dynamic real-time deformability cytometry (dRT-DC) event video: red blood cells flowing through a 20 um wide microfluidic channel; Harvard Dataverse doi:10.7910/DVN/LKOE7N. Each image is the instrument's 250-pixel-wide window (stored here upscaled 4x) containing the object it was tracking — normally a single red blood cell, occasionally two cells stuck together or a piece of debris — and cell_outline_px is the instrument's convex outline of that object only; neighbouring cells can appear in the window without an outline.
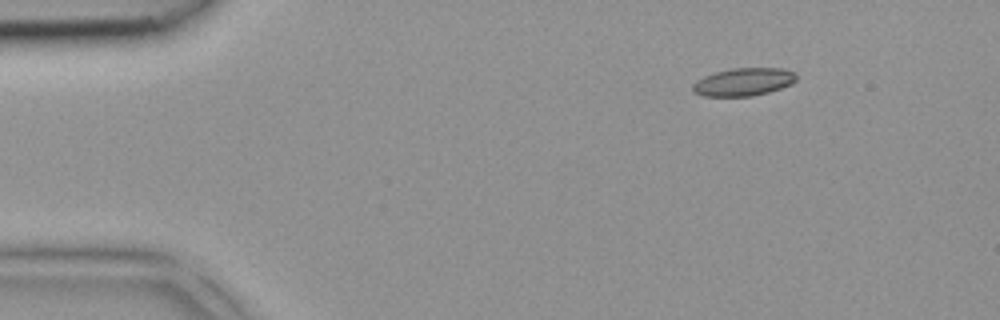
{"species": "common noctule bat (a hibernating species)", "species_latin": "Nyctalus noctula", "temperature_condition": "room temperature", "stored_images_in_passage": 4, "camera_frame_rate_fps": 3000, "um_per_image_px": 0.085, "animal": {"sex": "female", "body_mass_g": 18.4}, "frame": {"image": 1, "passage_image": 1, "time_ms": 0.0, "image_size_px": [1000, 320], "cell_outline_px": [[796, 80], [792, 84], [768, 92], [752, 96], [704, 96], [692, 92], [692, 84], [696, 80], [704, 76], [716, 72], [732, 68], [784, 68], [796, 72]], "centroid_in_image_um": [63.2, 6.96], "position_along_channel_um": 21.8, "area_um2": 16.94}}
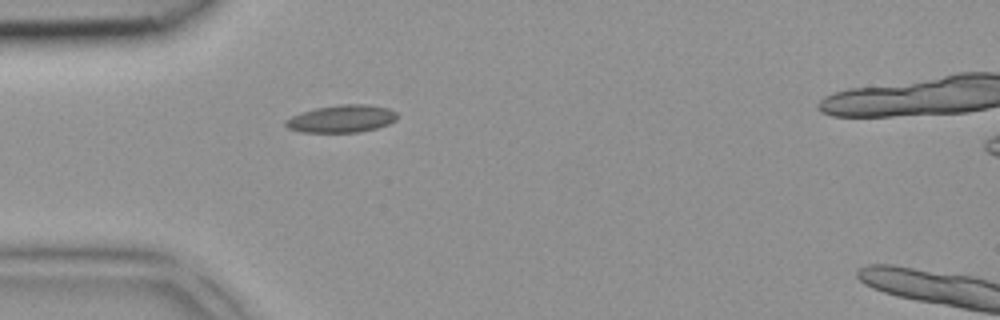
{"frame": {"image": 2, "passage_image": 3, "time_ms": 0.667, "image_size_px": [1000, 320], "cell_outline_px": [[396, 120], [388, 124], [376, 128], [360, 132], [300, 132], [288, 128], [284, 124], [284, 120], [300, 112], [316, 108], [340, 104], [364, 104], [388, 108], [396, 112]], "centroid_in_image_um": [29.01, 10.09], "position_along_channel_um": 56.0, "area_um2": 17.86}}